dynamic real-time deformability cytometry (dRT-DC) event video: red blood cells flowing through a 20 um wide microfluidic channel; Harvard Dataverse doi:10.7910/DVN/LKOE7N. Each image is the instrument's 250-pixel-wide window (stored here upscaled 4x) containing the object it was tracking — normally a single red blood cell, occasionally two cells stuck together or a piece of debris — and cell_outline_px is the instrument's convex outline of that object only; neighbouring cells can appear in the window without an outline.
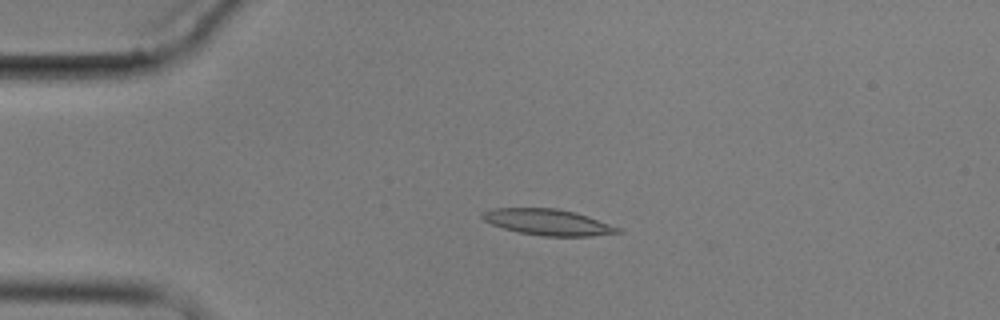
{"species": "common noctule bat (a hibernating species)", "species_latin": "Nyctalus noctula", "temperature_condition": "cold", "stored_images_in_passage": 5, "camera_frame_rate_fps": 3000, "um_per_image_px": 0.085, "animal": {"sex": "male", "body_mass_g": 17.9}, "frame": {"image": 1, "passage_image": 4, "time_ms": 3.333, "image_size_px": [1000, 320], "cell_outline_px": [[624, 232], [592, 236], [544, 236], [520, 232], [504, 228], [492, 224], [484, 220], [480, 216], [480, 212], [492, 208], [556, 208], [588, 216], [624, 228]], "centroid_in_image_um": [46.62, 18.88], "position_along_channel_um": 38.4, "area_um2": 20.69}}